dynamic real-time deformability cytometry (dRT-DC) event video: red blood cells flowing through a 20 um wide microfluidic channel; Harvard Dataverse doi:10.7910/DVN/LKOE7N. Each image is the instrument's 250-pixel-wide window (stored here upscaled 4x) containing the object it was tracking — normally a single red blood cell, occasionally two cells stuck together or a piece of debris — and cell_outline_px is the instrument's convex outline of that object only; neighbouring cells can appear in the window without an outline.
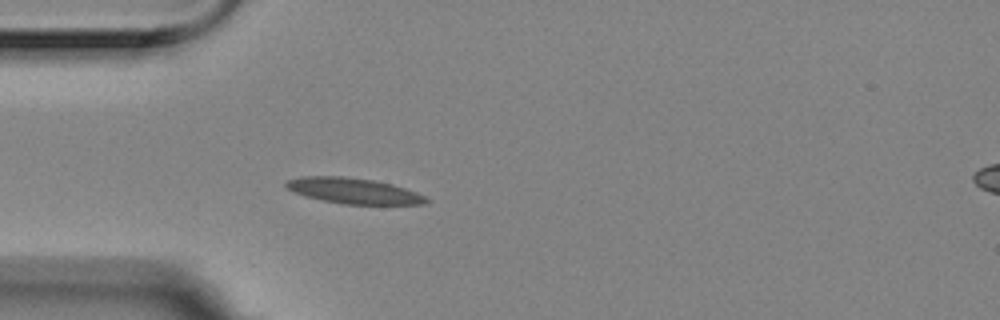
{"species": "Egyptian fruit bat (a non-hibernating species)", "species_latin": "Rousettus aegyptiacus", "temperature_condition": "room temperature", "stored_images_in_passage": 5, "camera_frame_rate_fps": 3000, "um_per_image_px": 0.085, "animal": {"sex": "female"}, "frame": {"image": 1, "passage_image": 5, "time_ms": 1.333, "image_size_px": [1000, 320], "cell_outline_px": [[428, 200], [424, 204], [344, 204], [320, 200], [304, 196], [288, 188], [284, 184], [288, 180], [304, 176], [344, 176], [372, 180], [392, 184], [416, 192], [424, 196]], "centroid_in_image_um": [30.03, 16.22], "position_along_channel_um": 55.0, "area_um2": 20.69}}